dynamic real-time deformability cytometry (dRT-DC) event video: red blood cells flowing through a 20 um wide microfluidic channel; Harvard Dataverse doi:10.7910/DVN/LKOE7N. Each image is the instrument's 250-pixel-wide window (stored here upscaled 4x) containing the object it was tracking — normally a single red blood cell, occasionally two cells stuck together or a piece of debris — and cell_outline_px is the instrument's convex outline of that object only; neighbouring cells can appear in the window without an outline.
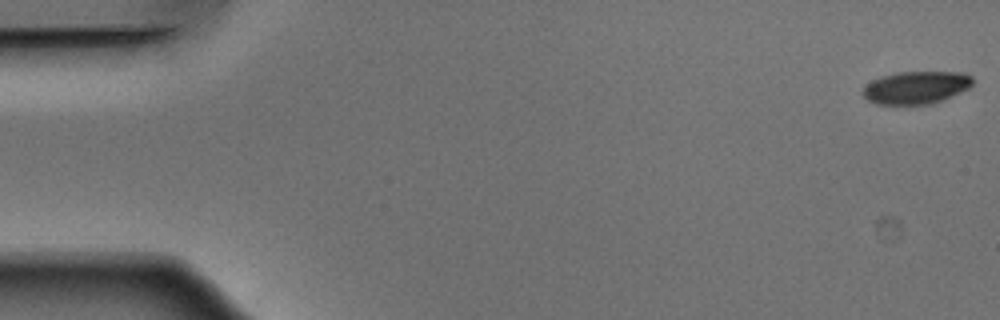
{"species": "Egyptian fruit bat (a non-hibernating species)", "species_latin": "Rousettus aegyptiacus", "temperature_condition": "warm", "stored_images_in_passage": 52, "camera_frame_rate_fps": 3000, "um_per_image_px": 0.085, "animal": {"sex": "male"}, "frame": {"image": 1, "passage_image": 1, "time_ms": 0.0, "image_size_px": [1000, 320], "cell_outline_px": [[972, 84], [968, 88], [960, 92], [932, 104], [876, 104], [868, 100], [860, 92], [864, 84], [880, 76], [896, 72], [964, 72], [972, 76]], "centroid_in_image_um": [77.81, 7.43], "position_along_channel_um": 7.2, "area_um2": 21.04}}
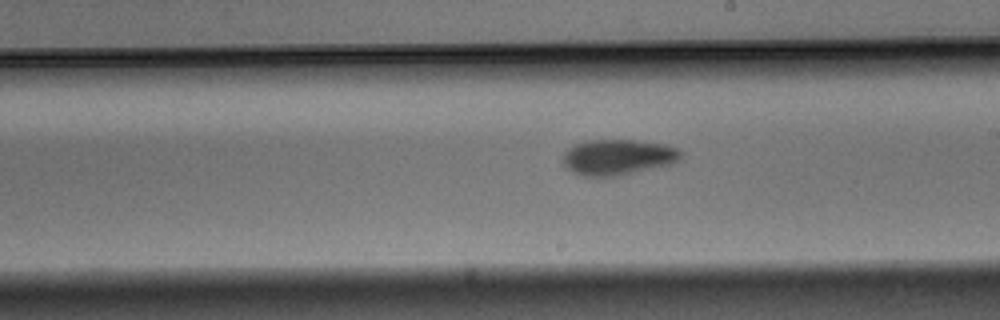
{"frame": {"image": 2, "passage_image": 30, "time_ms": 9.667, "image_size_px": [1000, 320], "cell_outline_px": [[684, 152], [680, 160], [672, 164], [620, 176], [580, 176], [564, 168], [560, 164], [564, 152], [572, 144], [588, 140], [636, 140], [668, 144]], "centroid_in_image_um": [52.5, 13.36], "position_along_channel_um": 236.5, "area_um2": 25.26}}
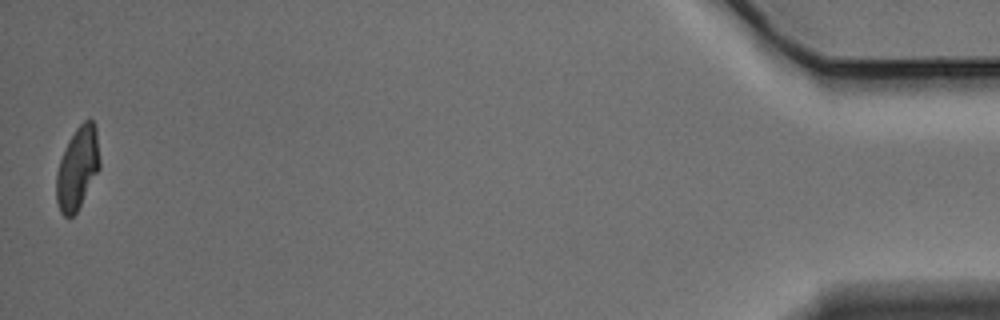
{"frame": {"image": 3, "passage_image": 52, "time_ms": 17.0, "image_size_px": [1000, 320], "cell_outline_px": [[100, 168], [76, 212], [72, 216], [64, 216], [60, 212], [56, 200], [56, 172], [60, 160], [68, 140], [76, 128], [84, 120], [92, 120], [96, 128], [100, 160]], "centroid_in_image_um": [6.58, 14.28], "position_along_channel_um": 428.6, "area_um2": 20.69}, "authors_computed_cell_mechanics": {"area_um2": 22.8599, "velocity_mm_per_s": 3.8766, "shape_relaxation_time_tau1_ms": 2.8862, "shape_relaxation_time_tau2_ms": 4.0958, "deformation_change_tau1": 0.1409, "deformation_change_tau2": 0.0989}}